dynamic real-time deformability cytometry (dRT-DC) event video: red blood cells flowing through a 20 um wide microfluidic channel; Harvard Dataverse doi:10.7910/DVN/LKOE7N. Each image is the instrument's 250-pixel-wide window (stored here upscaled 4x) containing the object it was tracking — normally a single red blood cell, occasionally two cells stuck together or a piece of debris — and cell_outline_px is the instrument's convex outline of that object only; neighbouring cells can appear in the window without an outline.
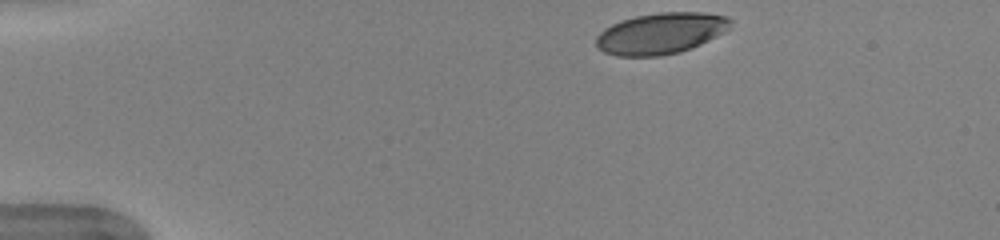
{"species": "human", "species_latin": "Homo sapiens", "temperature_condition": "warm", "stored_images_in_passage": 43, "camera_frame_rate_fps": 3000, "um_per_image_px": 0.085, "donor": {"sex": "female"}, "frame": {"image": 1, "passage_image": 1, "time_ms": 0.0, "image_size_px": [1000, 240], "cell_outline_px": [[732, 24], [724, 32], [692, 48], [680, 52], [660, 56], [616, 56], [604, 52], [596, 48], [596, 36], [604, 28], [612, 24], [636, 16], [660, 12], [704, 12], [728, 16], [732, 20]], "centroid_in_image_um": [56.16, 2.84], "position_along_channel_um": 28.8, "area_um2": 32.37}}
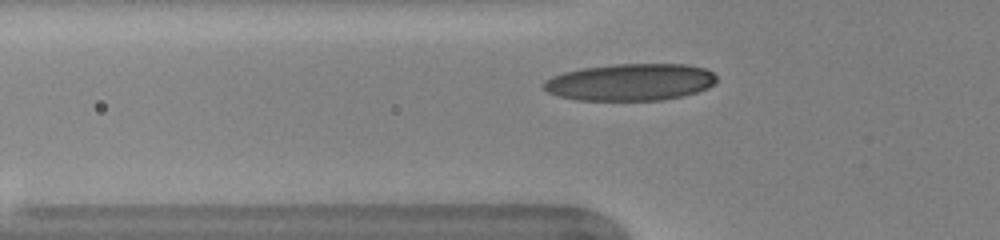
{"frame": {"image": 2, "passage_image": 10, "time_ms": 3.0, "image_size_px": [1000, 240], "cell_outline_px": [[716, 80], [708, 88], [696, 92], [680, 96], [660, 100], [576, 100], [560, 96], [548, 92], [540, 84], [544, 80], [552, 76], [564, 72], [584, 68], [616, 64], [688, 64], [704, 68], [712, 72], [716, 76]], "centroid_in_image_um": [53.56, 6.98], "position_along_channel_um": 72.2, "area_um2": 37.17}}
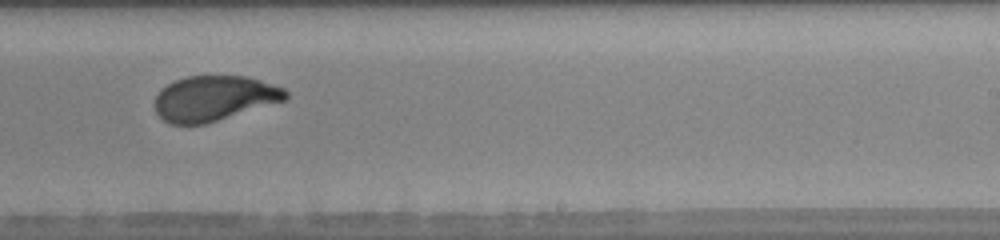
{"frame": {"image": 3, "passage_image": 25, "time_ms": 8.0, "image_size_px": [1000, 240], "cell_outline_px": [[288, 96], [284, 100], [204, 124], [168, 124], [156, 112], [156, 96], [160, 88], [176, 80], [188, 76], [248, 76], [284, 88], [288, 92]], "centroid_in_image_um": [18.18, 8.34], "position_along_channel_um": 270.8, "area_um2": 34.04}, "authors_computed_cell_mechanics": {"area_um2": 35.258, "velocity_mm_per_s": 3.9713, "shape_relaxation_time_tau1_ms": 3.4679, "shape_relaxation_time_tau2_ms": null, "deformation_change_tau1": 0.1688, "deformation_change_tau2": null}}